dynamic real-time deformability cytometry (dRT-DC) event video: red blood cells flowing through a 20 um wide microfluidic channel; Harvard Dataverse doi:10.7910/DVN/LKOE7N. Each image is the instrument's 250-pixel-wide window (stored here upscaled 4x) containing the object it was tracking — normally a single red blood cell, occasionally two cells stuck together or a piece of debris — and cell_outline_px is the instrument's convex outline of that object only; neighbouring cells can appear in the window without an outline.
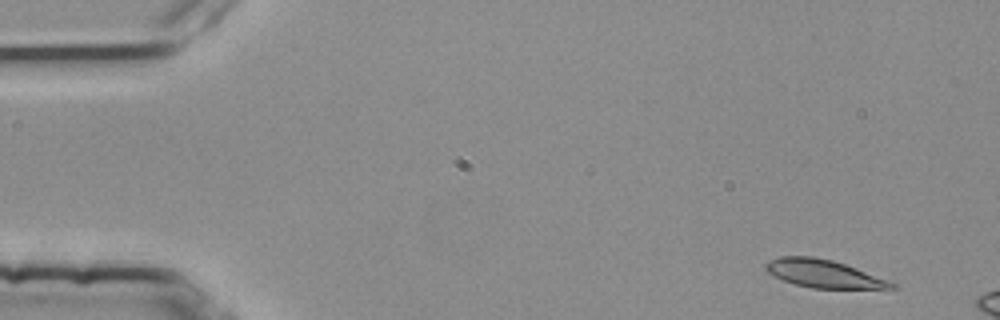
{"species": "common noctule bat (a hibernating species)", "species_latin": "Nyctalus noctula", "temperature_condition": "room temperature", "stored_images_in_passage": 3, "camera_frame_rate_fps": 3000, "um_per_image_px": 0.085, "animal": {"sex": "female", "body_mass_g": 25.1}, "frame": {"image": 1, "passage_image": 1, "time_ms": 0.0, "image_size_px": [1000, 320], "cell_outline_px": [[896, 288], [812, 288], [796, 284], [784, 280], [768, 272], [764, 268], [764, 264], [768, 260], [780, 256], [812, 256], [832, 260], [856, 268], [896, 284]], "centroid_in_image_um": [69.94, 23.25], "position_along_channel_um": 15.1, "area_um2": 20.06}}